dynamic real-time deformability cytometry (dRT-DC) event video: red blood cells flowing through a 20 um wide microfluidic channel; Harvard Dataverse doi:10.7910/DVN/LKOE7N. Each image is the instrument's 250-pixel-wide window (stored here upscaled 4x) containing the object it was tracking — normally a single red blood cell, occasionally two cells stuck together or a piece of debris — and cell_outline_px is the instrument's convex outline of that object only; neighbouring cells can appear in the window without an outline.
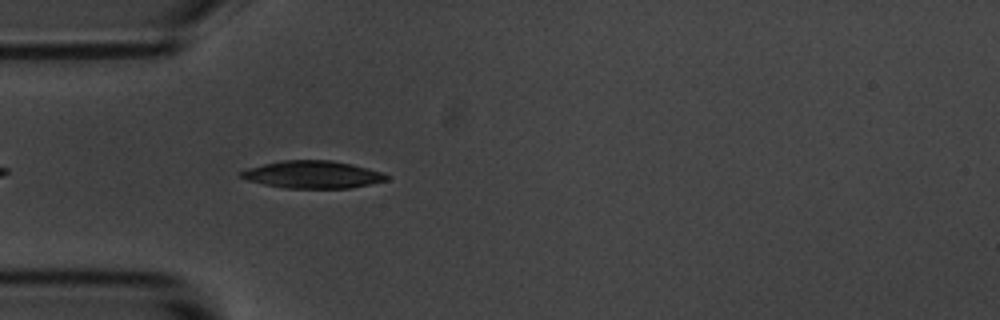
{"species": "common noctule bat (a hibernating species)", "species_latin": "Nyctalus noctula", "temperature_condition": "room temperature", "stored_images_in_passage": 3, "camera_frame_rate_fps": 3000, "um_per_image_px": 0.085, "animal": {"sex": "male", "body_mass_g": 20.1, "forearm_length_mm": 53.5}, "frame": {"image": 1, "passage_image": 3, "time_ms": 2.333, "image_size_px": [1000, 320], "cell_outline_px": [[388, 180], [348, 188], [288, 188], [264, 184], [248, 180], [240, 176], [240, 172], [244, 168], [280, 160], [332, 160], [352, 164], [384, 172], [388, 176]], "centroid_in_image_um": [26.56, 14.82], "position_along_channel_um": 58.4, "area_um2": 23.29}}